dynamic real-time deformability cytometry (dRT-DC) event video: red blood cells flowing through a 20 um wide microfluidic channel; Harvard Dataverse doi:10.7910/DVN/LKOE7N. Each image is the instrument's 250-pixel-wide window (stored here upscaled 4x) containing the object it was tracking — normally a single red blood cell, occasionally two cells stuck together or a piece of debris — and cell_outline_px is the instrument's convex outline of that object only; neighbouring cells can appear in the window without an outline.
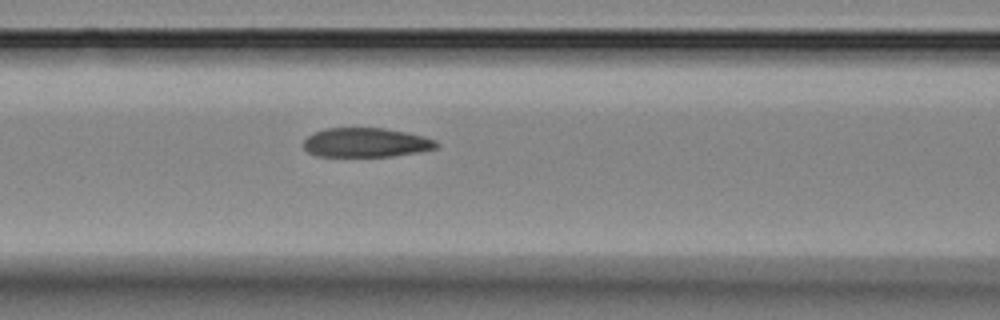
{"species": "Egyptian fruit bat (a non-hibernating species)", "species_latin": "Rousettus aegyptiacus", "temperature_condition": "room temperature", "stored_images_in_passage": 6, "segment_of_instrument_passage": [1, 2], "camera_frame_rate_fps": 3000, "um_per_image_px": 0.085, "animal": {"sex": "female"}, "frame": {"image": 1, "passage_image": 5, "time_ms": 4.667, "image_size_px": [1000, 320], "cell_outline_px": [[440, 144], [436, 148], [420, 152], [392, 156], [316, 156], [308, 152], [304, 148], [304, 140], [312, 132], [324, 128], [384, 128], [424, 136], [436, 140]], "centroid_in_image_um": [31.1, 12.11], "position_along_channel_um": 135.5, "area_um2": 22.77}}